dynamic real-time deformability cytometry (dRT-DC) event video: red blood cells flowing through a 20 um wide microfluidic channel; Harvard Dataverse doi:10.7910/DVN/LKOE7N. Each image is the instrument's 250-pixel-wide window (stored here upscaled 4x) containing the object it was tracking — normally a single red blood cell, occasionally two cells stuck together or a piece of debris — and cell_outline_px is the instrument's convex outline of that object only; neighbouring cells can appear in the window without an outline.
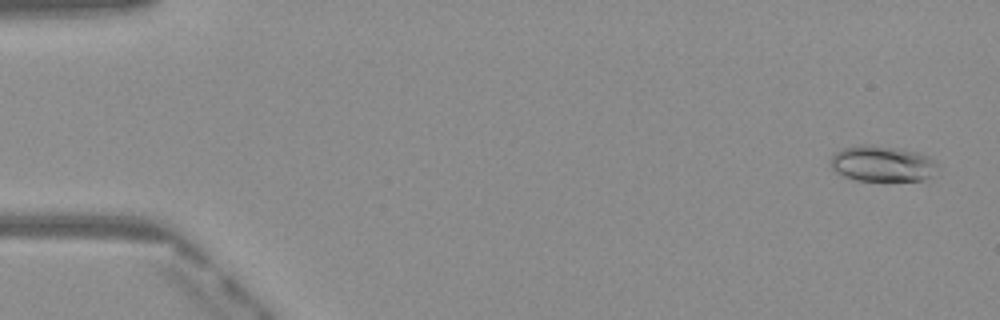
{"species": "Egyptian fruit bat (a non-hibernating species)", "species_latin": "Rousettus aegyptiacus", "temperature_condition": "warm", "stored_images_in_passage": 48, "camera_frame_rate_fps": 3000, "um_per_image_px": 0.085, "frame": {"image": 1, "passage_image": 1, "time_ms": 0.0, "image_size_px": [1000, 320], "cell_outline_px": [[936, 164], [928, 176], [924, 180], [856, 180], [844, 176], [836, 172], [832, 168], [828, 160], [840, 148], [860, 144], [872, 144], [900, 148], [916, 152], [928, 156]], "centroid_in_image_um": [74.88, 13.88], "position_along_channel_um": 10.1, "area_um2": 22.14}}
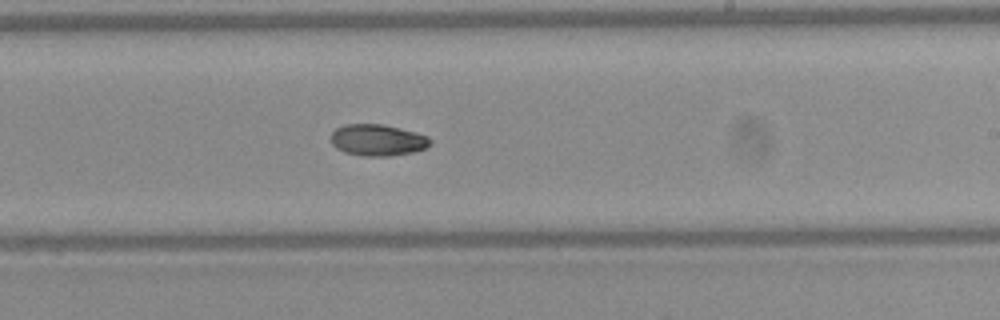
{"frame": {"image": 2, "passage_image": 29, "time_ms": 9.333, "image_size_px": [1000, 320], "cell_outline_px": [[432, 144], [424, 148], [412, 152], [388, 156], [364, 156], [344, 152], [336, 148], [332, 144], [332, 132], [336, 128], [344, 124], [384, 124], [416, 132], [428, 136], [432, 140]], "centroid_in_image_um": [32.1, 11.9], "position_along_channel_um": 256.9, "area_um2": 18.26}}
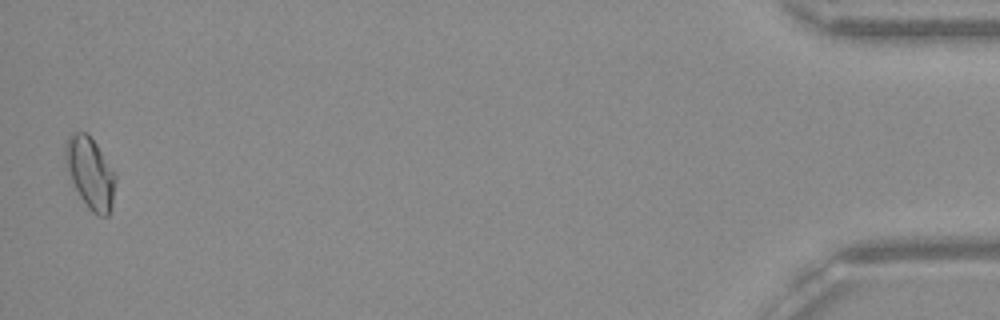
{"frame": {"image": 3, "passage_image": 48, "time_ms": 15.667, "image_size_px": [1000, 320], "cell_outline_px": [[116, 180], [112, 204], [108, 216], [100, 216], [92, 212], [88, 208], [80, 196], [64, 164], [64, 148], [68, 136], [76, 132], [88, 132], [116, 172]], "centroid_in_image_um": [7.67, 14.67], "position_along_channel_um": 427.5, "area_um2": 20.98}}